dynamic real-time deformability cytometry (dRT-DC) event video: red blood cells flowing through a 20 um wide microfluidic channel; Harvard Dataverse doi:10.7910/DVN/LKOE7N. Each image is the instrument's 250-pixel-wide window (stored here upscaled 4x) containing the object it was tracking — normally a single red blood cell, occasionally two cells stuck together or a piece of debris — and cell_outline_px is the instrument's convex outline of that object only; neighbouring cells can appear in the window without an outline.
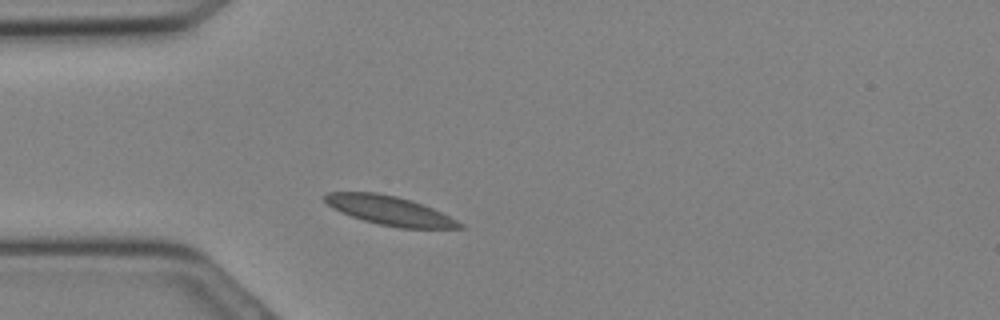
{"species": "Egyptian fruit bat (a non-hibernating species)", "species_latin": "Rousettus aegyptiacus", "temperature_condition": "cold", "stored_images_in_passage": 22, "camera_frame_rate_fps": 3000, "um_per_image_px": 0.085, "animal": {"sex": "female"}, "frame": {"image": 1, "passage_image": 4, "time_ms": 1.0, "image_size_px": [1000, 320], "cell_outline_px": [[464, 228], [400, 228], [380, 224], [364, 220], [340, 212], [332, 208], [320, 196], [328, 192], [376, 192], [396, 196], [412, 200], [432, 208], [464, 224]], "centroid_in_image_um": [33.08, 17.88], "position_along_channel_um": 51.9, "area_um2": 22.72}}
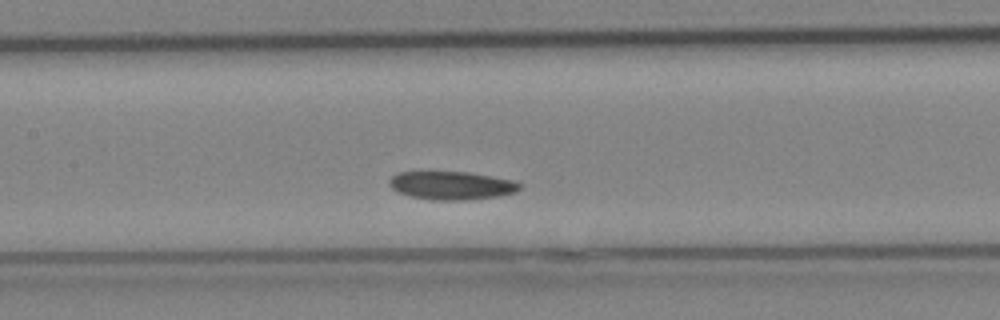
{"frame": {"image": 2, "passage_image": 10, "time_ms": 3.0, "image_size_px": [1000, 320], "cell_outline_px": [[520, 188], [516, 192], [500, 196], [468, 200], [432, 200], [412, 196], [400, 192], [392, 188], [388, 184], [388, 180], [396, 172], [468, 172], [512, 180], [520, 184]], "centroid_in_image_um": [38.37, 15.77], "position_along_channel_um": 169.0, "area_um2": 21.39}}
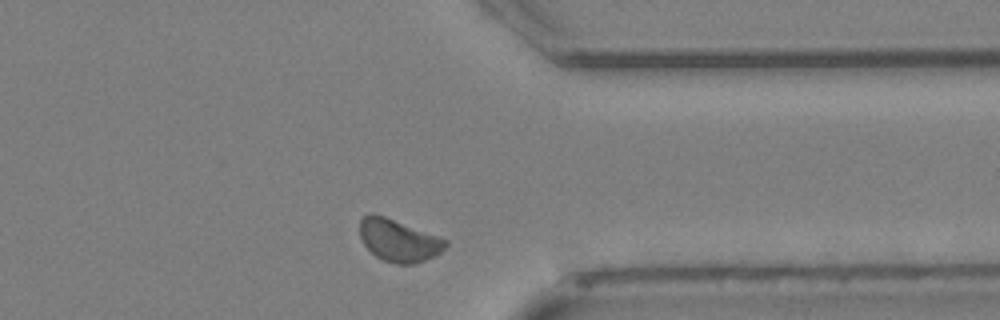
{"frame": {"image": 3, "passage_image": 20, "time_ms": 6.333, "image_size_px": [1000, 320], "cell_outline_px": [[448, 244], [436, 256], [416, 264], [396, 264], [384, 260], [376, 256], [364, 244], [360, 236], [360, 220], [364, 216], [372, 212], [384, 216], [448, 240]], "centroid_in_image_um": [33.89, 20.44], "position_along_channel_um": 377.5, "area_um2": 20.98}}